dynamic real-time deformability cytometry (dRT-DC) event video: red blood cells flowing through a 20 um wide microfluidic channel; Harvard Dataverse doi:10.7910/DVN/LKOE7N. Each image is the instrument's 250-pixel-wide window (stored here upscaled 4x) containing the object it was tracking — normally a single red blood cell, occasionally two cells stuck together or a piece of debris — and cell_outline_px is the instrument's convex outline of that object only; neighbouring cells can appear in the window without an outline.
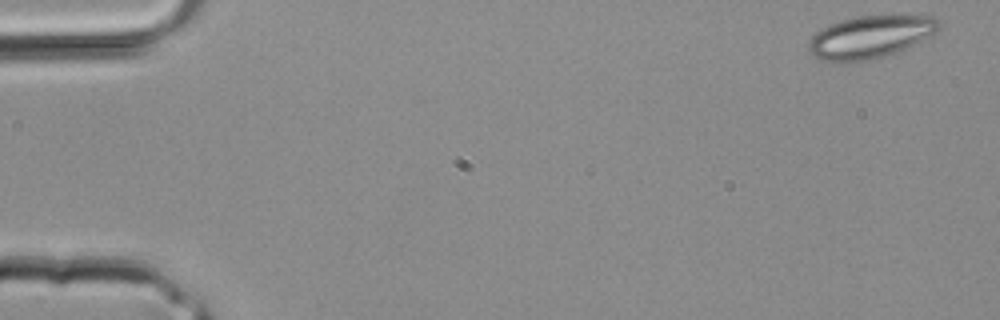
{"species": "common noctule bat (a hibernating species)", "species_latin": "Nyctalus noctula", "temperature_condition": "room temperature", "stored_images_in_passage": 5, "camera_frame_rate_fps": 3000, "um_per_image_px": 0.085, "animal": {"sex": "male", "body_mass_g": 20.4}, "frame": {"image": 1, "passage_image": 1, "time_ms": 0.0, "image_size_px": [1000, 320], "cell_outline_px": [[940, 28], [936, 32], [904, 48], [884, 56], [864, 60], [820, 60], [808, 48], [808, 44], [812, 36], [816, 32], [832, 24], [844, 20], [860, 16], [932, 16], [940, 20]], "centroid_in_image_um": [73.99, 3.11], "position_along_channel_um": 11.0, "area_um2": 31.04}}